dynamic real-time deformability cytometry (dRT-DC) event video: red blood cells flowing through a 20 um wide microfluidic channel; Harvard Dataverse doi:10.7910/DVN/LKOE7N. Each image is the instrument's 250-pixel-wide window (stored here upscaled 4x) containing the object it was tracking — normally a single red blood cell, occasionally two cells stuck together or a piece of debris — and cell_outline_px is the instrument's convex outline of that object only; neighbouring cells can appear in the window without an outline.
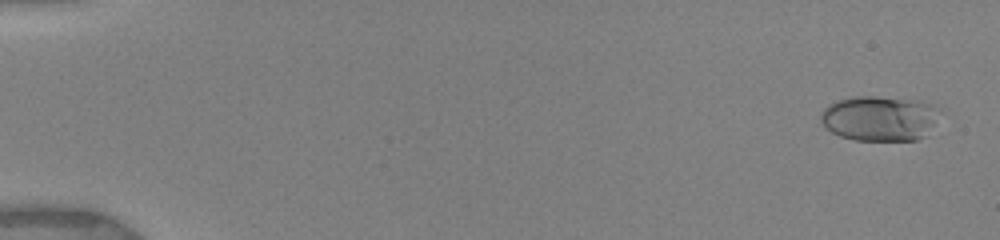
{"species": "human", "species_latin": "Homo sapiens", "temperature_condition": "warm", "stored_images_in_passage": 24, "camera_frame_rate_fps": 3000, "um_per_image_px": 0.085, "donor": {"sex": "female"}, "frame": {"image": 1, "passage_image": 2, "time_ms": 0.333, "image_size_px": [1000, 240], "cell_outline_px": [[936, 108], [932, 124], [924, 136], [916, 140], [856, 140], [840, 136], [832, 132], [820, 120], [820, 112], [828, 104], [836, 100], [856, 96], [876, 96], [920, 100], [936, 104]], "centroid_in_image_um": [74.7, 10.04], "position_along_channel_um": 10.3, "area_um2": 31.04}}
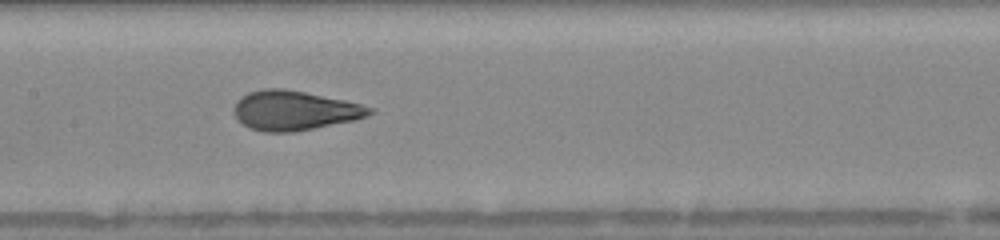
{"frame": {"image": 2, "passage_image": 18, "time_ms": 8.667, "image_size_px": [1000, 240], "cell_outline_px": [[376, 112], [356, 120], [292, 132], [264, 132], [248, 128], [236, 120], [232, 112], [236, 100], [240, 96], [248, 92], [264, 88], [284, 88], [344, 100], [376, 108]], "centroid_in_image_um": [24.98, 9.39], "position_along_channel_um": 182.4, "area_um2": 31.62}}
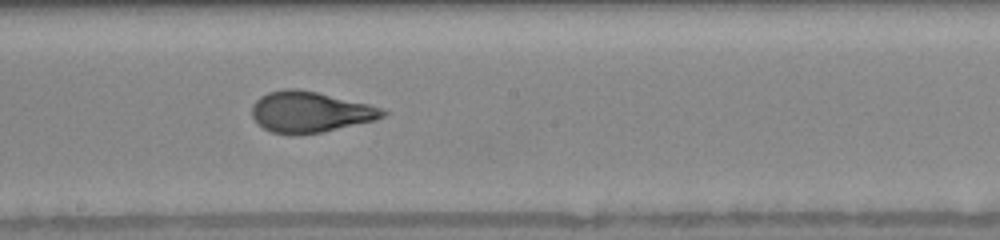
{"frame": {"image": 3, "passage_image": 20, "time_ms": 9.667, "image_size_px": [1000, 240], "cell_outline_px": [[388, 112], [384, 116], [376, 120], [320, 132], [272, 132], [264, 128], [252, 116], [252, 104], [260, 96], [268, 92], [284, 88], [296, 88], [316, 92], [368, 104], [380, 108]], "centroid_in_image_um": [26.35, 9.48], "position_along_channel_um": 221.8, "area_um2": 30.35}}